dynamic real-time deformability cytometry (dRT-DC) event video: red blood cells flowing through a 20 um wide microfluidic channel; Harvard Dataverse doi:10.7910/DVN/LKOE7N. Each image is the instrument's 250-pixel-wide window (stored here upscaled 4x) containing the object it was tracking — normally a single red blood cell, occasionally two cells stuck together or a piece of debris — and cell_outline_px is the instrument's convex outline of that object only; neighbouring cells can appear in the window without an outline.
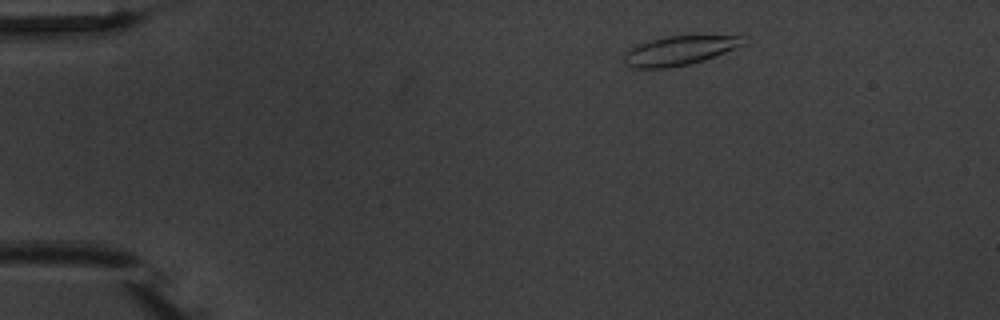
{"species": "common noctule bat (a hibernating species)", "species_latin": "Nyctalus noctula", "temperature_condition": "warm", "stored_images_in_passage": 4, "camera_frame_rate_fps": 3000, "um_per_image_px": 0.085, "animal": {"sex": "male", "body_mass_g": 20.1, "forearm_length_mm": 53.5}, "frame": {"image": 1, "passage_image": 1, "time_ms": 0.0, "image_size_px": [1000, 320], "cell_outline_px": [[748, 44], [704, 60], [688, 64], [668, 68], [636, 68], [628, 64], [624, 60], [624, 52], [640, 44], [652, 40], [668, 36], [740, 36]], "centroid_in_image_um": [57.79, 4.3], "position_along_channel_um": 27.2, "area_um2": 19.94}}
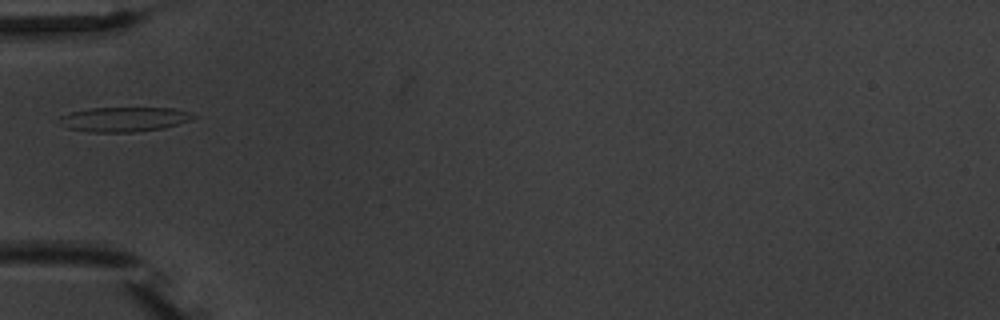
{"frame": {"image": 2, "passage_image": 4, "time_ms": 3.333, "image_size_px": [1000, 320], "cell_outline_px": [[196, 116], [188, 120], [164, 128], [136, 132], [88, 132], [68, 128], [60, 124], [60, 116], [72, 112], [88, 108], [172, 108], [188, 112]], "centroid_in_image_um": [10.5, 10.14], "position_along_channel_um": 74.5, "area_um2": 19.02}}